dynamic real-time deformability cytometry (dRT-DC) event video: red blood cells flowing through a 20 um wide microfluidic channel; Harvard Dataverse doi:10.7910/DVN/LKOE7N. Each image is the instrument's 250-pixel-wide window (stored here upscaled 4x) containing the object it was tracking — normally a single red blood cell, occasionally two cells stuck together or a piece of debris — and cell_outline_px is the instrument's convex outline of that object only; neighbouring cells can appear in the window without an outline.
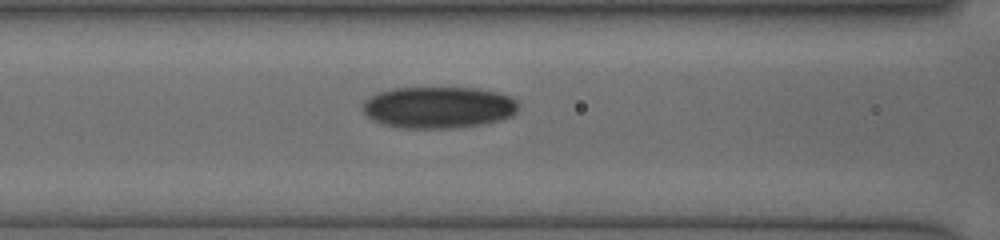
{"species": "human", "species_latin": "Homo sapiens", "temperature_condition": "cold", "stored_images_in_passage": 14, "camera_frame_rate_fps": 3000, "um_per_image_px": 0.085, "donor": {"sex": "female"}, "frame": {"image": 1, "passage_image": 6, "time_ms": 2.667, "image_size_px": [1000, 240], "cell_outline_px": [[520, 104], [516, 112], [512, 116], [500, 120], [484, 124], [452, 128], [400, 128], [384, 124], [372, 120], [364, 112], [364, 100], [376, 92], [392, 88], [476, 88], [500, 92], [516, 100]], "centroid_in_image_um": [37.29, 9.12], "position_along_channel_um": 129.3, "area_um2": 38.03}}
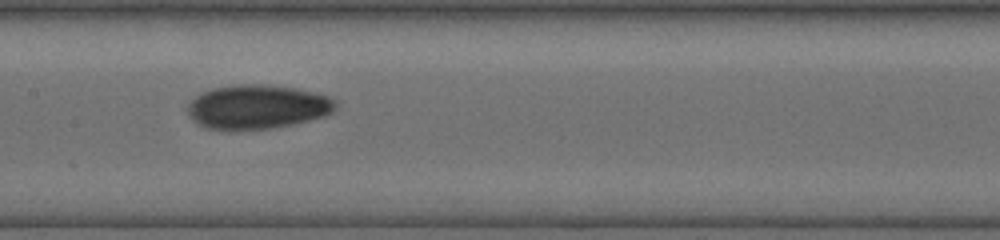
{"frame": {"image": 2, "passage_image": 9, "time_ms": 4.0, "image_size_px": [1000, 240], "cell_outline_px": [[336, 108], [332, 112], [324, 116], [292, 124], [268, 128], [228, 132], [208, 128], [192, 120], [188, 112], [188, 104], [200, 92], [212, 88], [232, 84], [268, 84], [296, 88], [316, 92], [332, 96], [336, 100]], "centroid_in_image_um": [21.87, 9.08], "position_along_channel_um": 185.5, "area_um2": 38.73}}
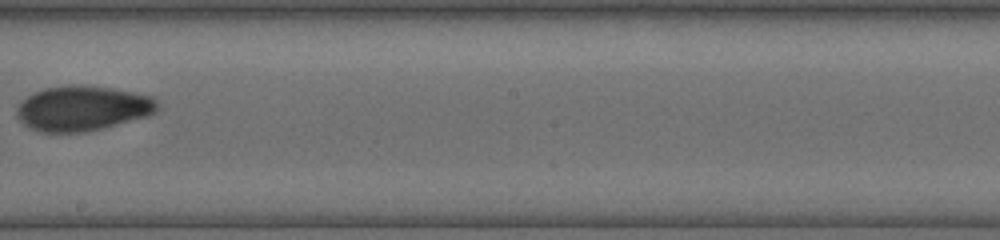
{"frame": {"image": 3, "passage_image": 12, "time_ms": 5.333, "image_size_px": [1000, 240], "cell_outline_px": [[160, 108], [156, 112], [148, 116], [84, 132], [44, 132], [32, 128], [24, 124], [16, 116], [16, 112], [20, 104], [32, 92], [44, 88], [68, 84], [72, 84], [112, 88], [156, 96], [160, 104]], "centroid_in_image_um": [7.07, 9.18], "position_along_channel_um": 241.1, "area_um2": 36.99}}